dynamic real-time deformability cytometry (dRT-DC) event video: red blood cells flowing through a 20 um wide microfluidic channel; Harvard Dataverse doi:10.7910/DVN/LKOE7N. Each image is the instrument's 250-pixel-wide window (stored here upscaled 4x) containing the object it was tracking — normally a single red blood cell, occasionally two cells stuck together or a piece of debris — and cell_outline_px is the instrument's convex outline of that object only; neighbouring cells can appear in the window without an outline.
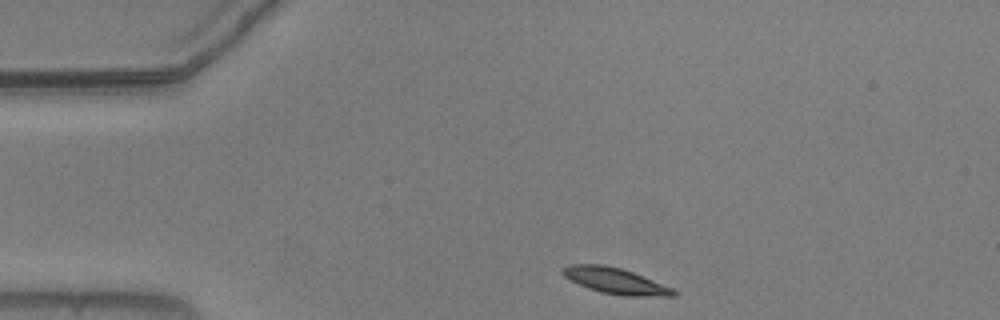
{"species": "common noctule bat (a hibernating species)", "species_latin": "Nyctalus noctula", "temperature_condition": "warm", "stored_images_in_passage": 45, "camera_frame_rate_fps": 3000, "um_per_image_px": 0.085, "animal": {"sex": "male", "body_mass_g": 20.5, "forearm_length_mm": 52.5}, "frame": {"image": 1, "passage_image": 1, "time_ms": 0.0, "image_size_px": [1000, 320], "cell_outline_px": [[680, 292], [676, 296], [624, 296], [600, 292], [588, 288], [564, 276], [560, 272], [568, 264], [600, 264], [620, 268], [632, 272], [672, 288]], "centroid_in_image_um": [52.32, 23.88], "position_along_channel_um": 32.7, "area_um2": 16.59}}
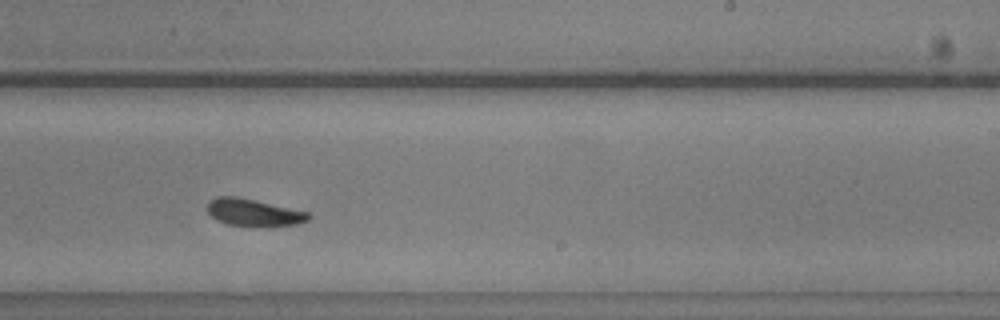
{"frame": {"image": 2, "passage_image": 24, "time_ms": 7.667, "image_size_px": [1000, 320], "cell_outline_px": [[312, 216], [308, 220], [296, 224], [268, 228], [264, 228], [228, 224], [216, 220], [208, 212], [208, 204], [216, 196], [236, 196], [308, 212]], "centroid_in_image_um": [21.59, 18.09], "position_along_channel_um": 267.4, "area_um2": 16.18}}
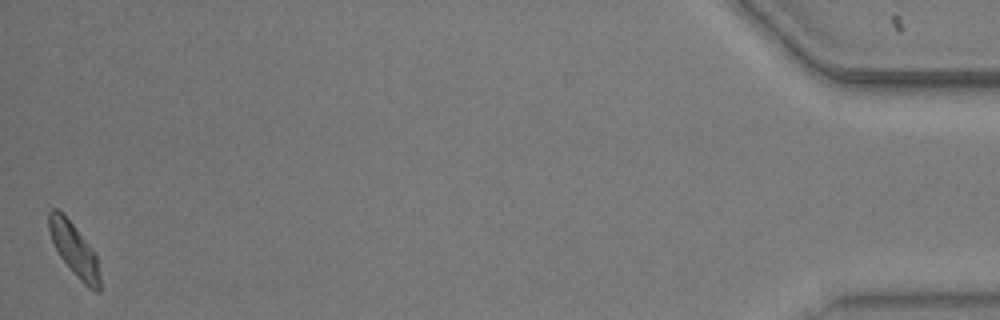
{"frame": {"image": 3, "passage_image": 45, "time_ms": 14.667, "image_size_px": [1000, 320], "cell_outline_px": [[100, 292], [96, 292], [88, 288], [72, 272], [60, 256], [52, 240], [48, 228], [48, 212], [52, 208], [56, 208], [72, 224], [96, 252], [100, 276]], "centroid_in_image_um": [6.33, 21.25], "position_along_channel_um": 428.9, "area_um2": 15.61}, "authors_computed_cell_mechanics": {"area_um2": 16.184, "velocity_mm_per_s": 3.6655, "shape_relaxation_time_tau1_ms": 2.2931, "shape_relaxation_time_tau2_ms": 4.7965, "deformation_change_tau1": 0.1427, "deformation_change_tau2": 0.0989}}